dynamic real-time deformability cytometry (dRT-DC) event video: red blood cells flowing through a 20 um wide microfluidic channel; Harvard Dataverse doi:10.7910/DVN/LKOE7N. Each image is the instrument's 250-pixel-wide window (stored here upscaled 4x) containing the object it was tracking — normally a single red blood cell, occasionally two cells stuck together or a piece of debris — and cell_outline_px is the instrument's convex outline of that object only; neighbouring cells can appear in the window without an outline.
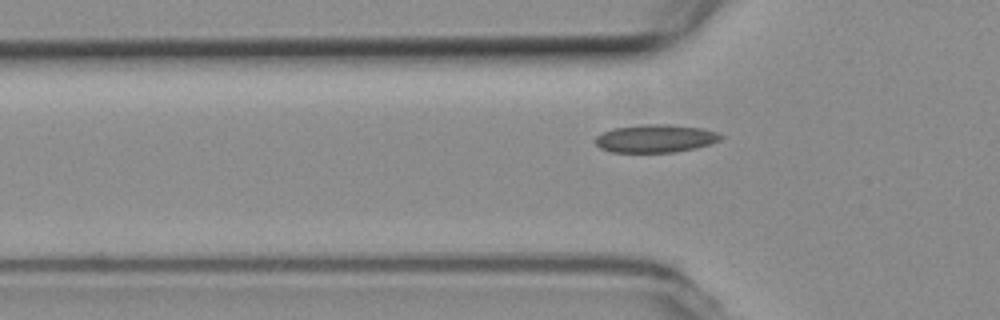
{"species": "common noctule bat (a hibernating species)", "species_latin": "Nyctalus noctula", "temperature_condition": "room temperature", "stored_images_in_passage": 39, "camera_frame_rate_fps": 3000, "um_per_image_px": 0.085, "animal": {"sex": "female", "body_mass_g": 19.3, "forearm_length_mm": 54.1}, "frame": {"image": 1, "passage_image": 4, "time_ms": 1.0, "image_size_px": [1000, 320], "cell_outline_px": [[724, 136], [720, 140], [696, 148], [676, 152], [612, 152], [600, 148], [596, 144], [596, 136], [612, 128], [644, 124], [668, 124], [700, 128], [716, 132]], "centroid_in_image_um": [55.71, 11.77], "position_along_channel_um": 70.1, "area_um2": 20.35}}
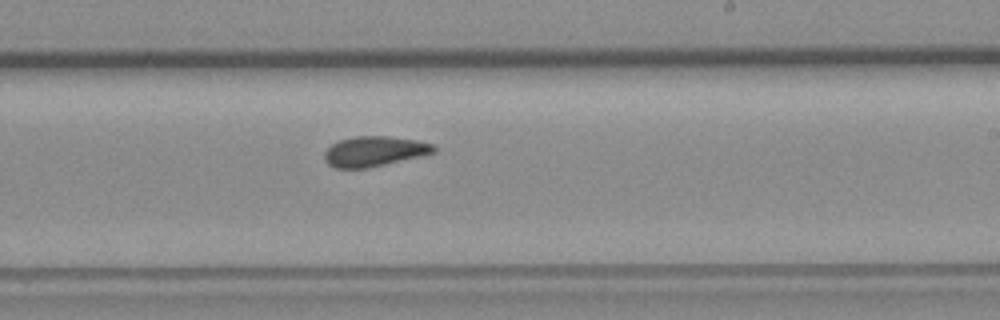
{"frame": {"image": 2, "passage_image": 19, "time_ms": 6.0, "image_size_px": [1000, 320], "cell_outline_px": [[436, 152], [368, 168], [336, 168], [328, 164], [324, 160], [324, 152], [332, 144], [340, 140], [356, 136], [388, 136], [416, 140], [432, 144], [436, 148]], "centroid_in_image_um": [31.79, 12.86], "position_along_channel_um": 257.2, "area_um2": 19.02}}
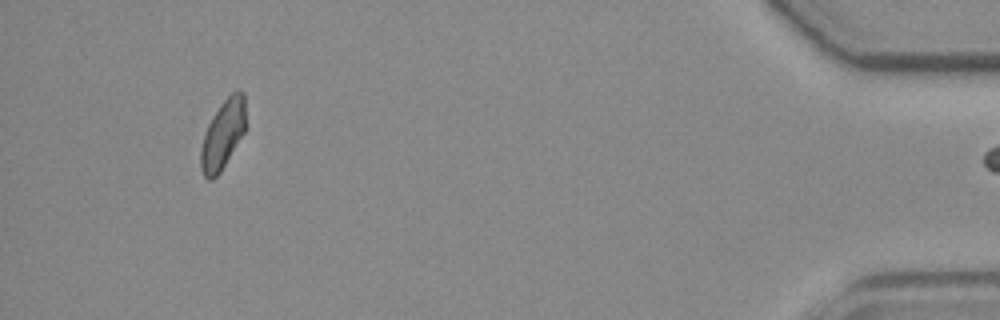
{"frame": {"image": 3, "passage_image": 38, "time_ms": 12.333, "image_size_px": [1000, 320], "cell_outline_px": [[244, 132], [220, 172], [212, 180], [208, 180], [204, 176], [200, 168], [200, 148], [208, 124], [220, 104], [236, 88], [240, 88], [244, 92]], "centroid_in_image_um": [18.92, 11.42], "position_along_channel_um": 416.3, "area_um2": 17.86}}